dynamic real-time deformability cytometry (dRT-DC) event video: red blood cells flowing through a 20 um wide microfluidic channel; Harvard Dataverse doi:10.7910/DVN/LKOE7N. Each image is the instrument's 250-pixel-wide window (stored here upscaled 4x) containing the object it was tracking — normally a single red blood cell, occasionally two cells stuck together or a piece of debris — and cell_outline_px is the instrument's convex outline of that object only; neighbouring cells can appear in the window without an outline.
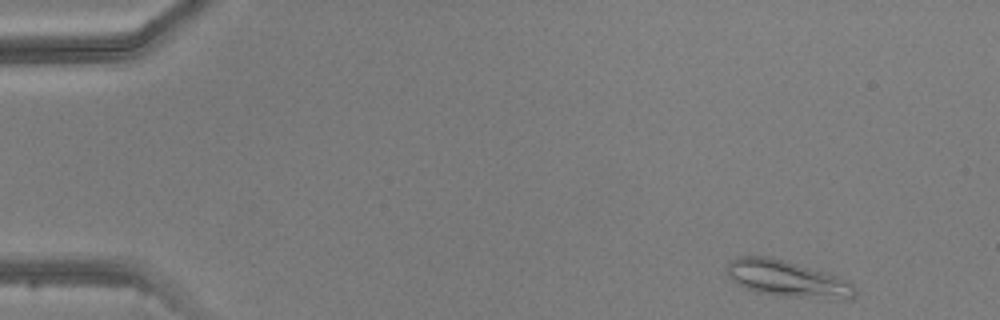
{"species": "common noctule bat (a hibernating species)", "species_latin": "Nyctalus noctula", "temperature_condition": "warm", "stored_images_in_passage": 4, "camera_frame_rate_fps": 3000, "um_per_image_px": 0.085, "animal": {"sex": "male", "body_mass_g": 20.5, "forearm_length_mm": 52.5}, "frame": {"image": 1, "passage_image": 1, "time_ms": 0.0, "image_size_px": [1000, 320], "cell_outline_px": [[856, 292], [852, 296], [844, 300], [832, 300], [780, 296], [756, 292], [744, 288], [732, 280], [728, 276], [728, 264], [736, 256], [768, 256], [816, 268], [840, 276], [848, 280], [856, 288]], "centroid_in_image_um": [66.98, 23.71], "position_along_channel_um": 18.0, "area_um2": 27.74}}